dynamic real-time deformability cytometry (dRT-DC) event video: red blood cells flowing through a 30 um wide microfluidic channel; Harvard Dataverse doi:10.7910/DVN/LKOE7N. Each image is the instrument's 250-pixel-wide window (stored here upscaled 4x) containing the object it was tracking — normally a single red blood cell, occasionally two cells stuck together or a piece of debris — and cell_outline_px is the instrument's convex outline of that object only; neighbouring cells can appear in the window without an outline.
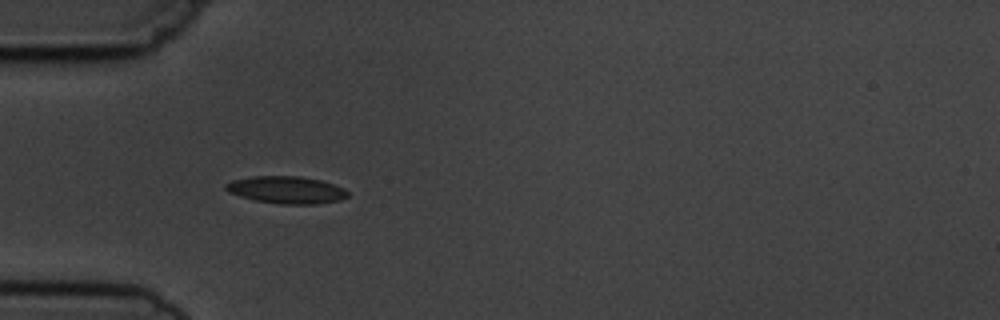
{"species": "common noctule bat (a hibernating species)", "species_latin": "Nyctalus noctula", "temperature_condition": "cold", "stored_images_in_passage": 11, "camera_frame_rate_fps": 3000, "um_per_image_px": 0.085, "animal": {"sex": "male", "body_mass_g": 19.5, "forearm_length_mm": 54.6}, "frame": {"image": 1, "passage_image": 5, "time_ms": 5.333, "image_size_px": [1000, 320], "cell_outline_px": [[348, 196], [340, 200], [316, 204], [280, 204], [256, 200], [240, 196], [228, 192], [224, 188], [224, 184], [232, 180], [252, 176], [300, 176], [320, 180], [344, 188], [348, 192]], "centroid_in_image_um": [24.32, 16.14], "position_along_channel_um": 60.7, "area_um2": 19.36}}
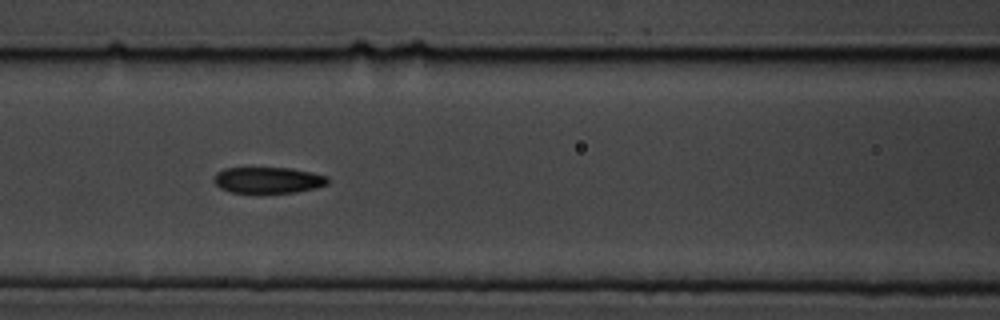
{"frame": {"image": 2, "passage_image": 7, "time_ms": 7.667, "image_size_px": [1000, 320], "cell_outline_px": [[328, 184], [316, 188], [296, 192], [264, 196], [232, 192], [220, 188], [212, 180], [212, 176], [216, 172], [224, 168], [292, 168], [312, 172], [328, 176]], "centroid_in_image_um": [22.76, 15.35], "position_along_channel_um": 143.8, "area_um2": 18.32}}
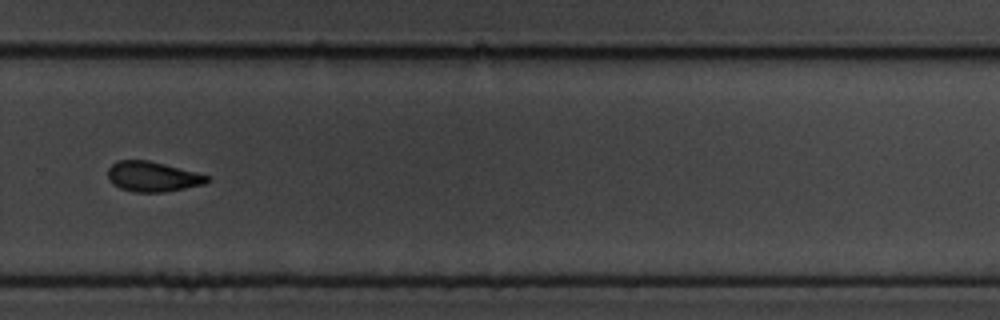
{"frame": {"image": 3, "passage_image": 11, "time_ms": 12.333, "image_size_px": [1000, 320], "cell_outline_px": [[208, 180], [204, 184], [164, 192], [132, 192], [120, 188], [112, 184], [108, 180], [108, 168], [116, 160], [148, 160], [196, 172], [208, 176]], "centroid_in_image_um": [12.91, 15.01], "position_along_channel_um": 316.9, "area_um2": 17.34}}